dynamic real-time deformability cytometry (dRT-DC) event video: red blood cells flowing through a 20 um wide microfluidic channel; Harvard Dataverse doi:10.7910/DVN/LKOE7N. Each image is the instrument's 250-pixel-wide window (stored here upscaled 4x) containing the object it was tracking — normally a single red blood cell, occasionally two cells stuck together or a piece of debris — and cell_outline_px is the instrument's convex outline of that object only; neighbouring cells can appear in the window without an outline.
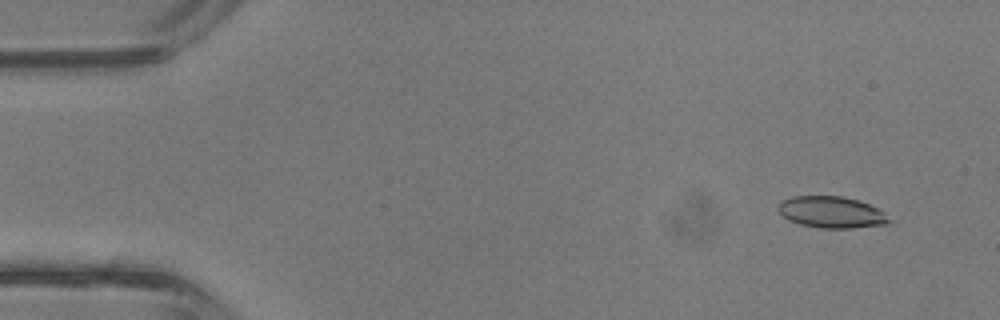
{"species": "common noctule bat (a hibernating species)", "species_latin": "Nyctalus noctula", "temperature_condition": "room temperature", "stored_images_in_passage": 9, "camera_frame_rate_fps": 3000, "um_per_image_px": 0.085, "animal": {"sex": "male", "body_mass_g": 13.3}, "frame": {"image": 1, "passage_image": 3, "time_ms": 0.667, "image_size_px": [1000, 320], "cell_outline_px": [[892, 220], [888, 224], [852, 228], [820, 228], [800, 224], [788, 220], [776, 208], [784, 200], [792, 196], [844, 196], [868, 204], [884, 212]], "centroid_in_image_um": [70.69, 18.04], "position_along_channel_um": 14.3, "area_um2": 20.29}}